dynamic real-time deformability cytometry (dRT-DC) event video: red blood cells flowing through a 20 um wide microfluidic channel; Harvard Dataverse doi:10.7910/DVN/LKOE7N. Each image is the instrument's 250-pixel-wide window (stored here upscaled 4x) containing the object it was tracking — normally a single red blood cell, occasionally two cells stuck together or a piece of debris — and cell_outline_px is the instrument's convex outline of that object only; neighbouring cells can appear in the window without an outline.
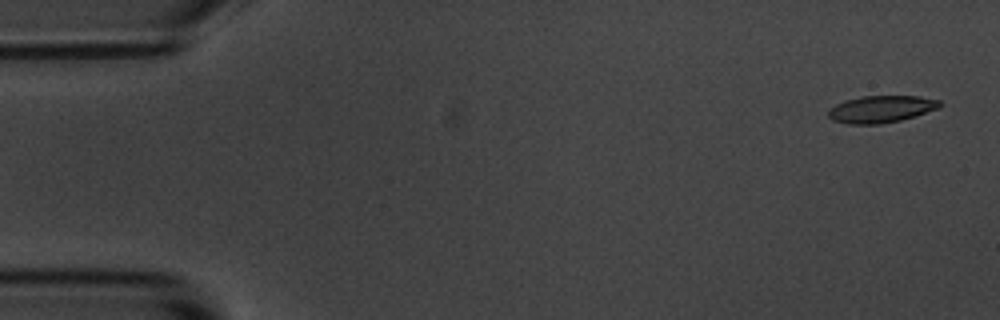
{"species": "common noctule bat (a hibernating species)", "species_latin": "Nyctalus noctula", "temperature_condition": "room temperature", "stored_images_in_passage": 5, "camera_frame_rate_fps": 3000, "um_per_image_px": 0.085, "animal": {"sex": "male", "body_mass_g": 20.1, "forearm_length_mm": 53.5}, "frame": {"image": 1, "passage_image": 1, "time_ms": 0.0, "image_size_px": [1000, 320], "cell_outline_px": [[944, 104], [940, 108], [916, 116], [900, 120], [880, 124], [848, 124], [832, 120], [828, 116], [828, 108], [844, 100], [860, 96], [920, 96], [940, 100]], "centroid_in_image_um": [74.91, 9.27], "position_along_channel_um": 10.1, "area_um2": 17.86}}